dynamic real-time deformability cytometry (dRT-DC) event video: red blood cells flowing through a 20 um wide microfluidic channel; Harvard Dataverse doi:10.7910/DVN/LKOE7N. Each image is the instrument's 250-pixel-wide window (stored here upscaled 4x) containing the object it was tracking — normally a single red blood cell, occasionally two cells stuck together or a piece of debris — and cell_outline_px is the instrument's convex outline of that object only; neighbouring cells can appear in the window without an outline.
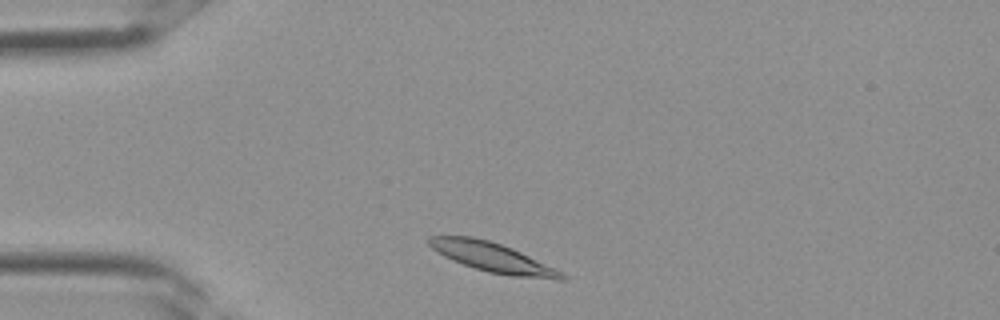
{"species": "Egyptian fruit bat (a non-hibernating species)", "species_latin": "Rousettus aegyptiacus", "temperature_condition": "room temperature", "stored_images_in_passage": 1, "camera_frame_rate_fps": 3000, "um_per_image_px": 0.085, "frame": {"image": 1, "passage_image": 1, "time_ms": 0.0, "image_size_px": [1000, 320], "cell_outline_px": [[568, 276], [564, 280], [556, 280], [512, 276], [488, 272], [452, 260], [444, 256], [432, 248], [428, 244], [428, 236], [472, 236], [488, 240], [512, 248]], "centroid_in_image_um": [41.83, 21.88], "position_along_channel_um": 43.2, "area_um2": 22.31}}